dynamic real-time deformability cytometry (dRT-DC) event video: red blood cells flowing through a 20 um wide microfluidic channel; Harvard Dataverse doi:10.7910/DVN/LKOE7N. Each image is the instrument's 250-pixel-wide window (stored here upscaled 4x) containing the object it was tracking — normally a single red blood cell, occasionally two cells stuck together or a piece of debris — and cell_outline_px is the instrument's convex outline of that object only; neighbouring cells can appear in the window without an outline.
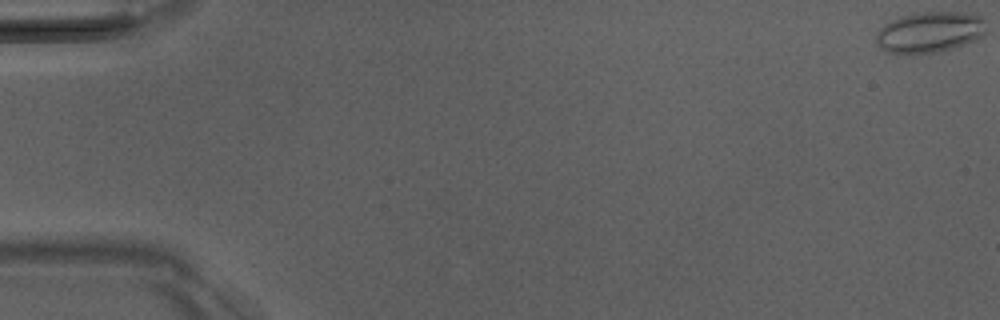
{"species": "Egyptian fruit bat (a non-hibernating species)", "species_latin": "Rousettus aegyptiacus", "temperature_condition": "room temperature", "stored_images_in_passage": 52, "camera_frame_rate_fps": 3000, "um_per_image_px": 0.085, "animal": {"sex": "male"}, "frame": {"image": 1, "passage_image": 1, "time_ms": 0.0, "image_size_px": [1000, 320], "cell_outline_px": [[984, 36], [976, 40], [952, 48], [936, 52], [884, 52], [876, 44], [876, 36], [880, 28], [884, 24], [900, 16], [912, 12], [968, 12], [984, 16]], "centroid_in_image_um": [79.04, 2.7], "position_along_channel_um": 6.0, "area_um2": 26.24}}
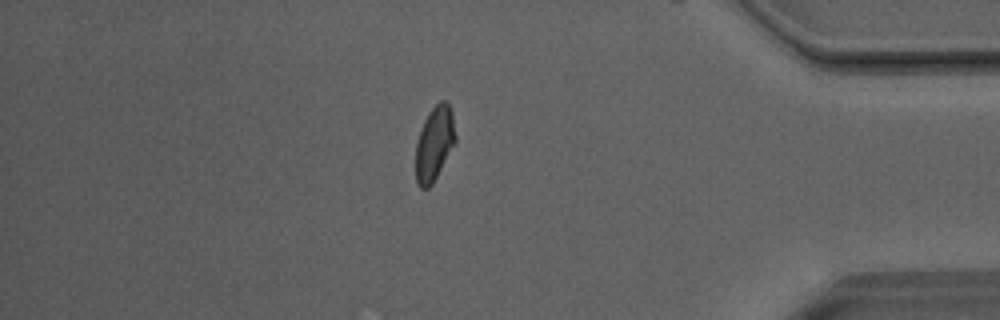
{"frame": {"image": 2, "passage_image": 45, "time_ms": 14.667, "image_size_px": [1000, 320], "cell_outline_px": [[456, 144], [432, 184], [428, 188], [420, 188], [416, 180], [416, 144], [424, 120], [428, 112], [440, 100], [444, 100], [448, 104], [452, 112], [456, 136]], "centroid_in_image_um": [36.94, 12.2], "position_along_channel_um": 398.3, "area_um2": 17.28}}
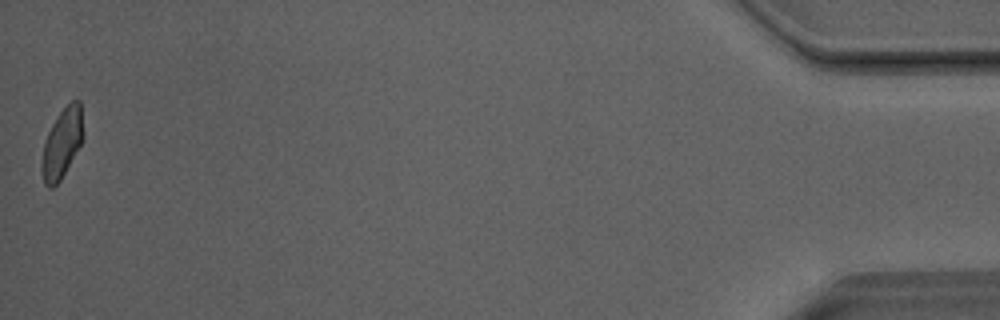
{"frame": {"image": 3, "passage_image": 52, "time_ms": 17.0, "image_size_px": [1000, 320], "cell_outline_px": [[84, 140], [60, 180], [52, 188], [48, 188], [44, 184], [40, 168], [44, 144], [48, 132], [56, 116], [72, 100], [80, 100], [84, 132]], "centroid_in_image_um": [5.28, 12.18], "position_along_channel_um": 429.9, "area_um2": 16.99}, "authors_computed_cell_mechanics": {"area_um2": 18.207, "velocity_mm_per_s": 4.0475, "shape_relaxation_time_tau1_ms": null, "shape_relaxation_time_tau2_ms": 1.4124, "deformation_change_tau1": null, "deformation_change_tau2": 0.0603}}